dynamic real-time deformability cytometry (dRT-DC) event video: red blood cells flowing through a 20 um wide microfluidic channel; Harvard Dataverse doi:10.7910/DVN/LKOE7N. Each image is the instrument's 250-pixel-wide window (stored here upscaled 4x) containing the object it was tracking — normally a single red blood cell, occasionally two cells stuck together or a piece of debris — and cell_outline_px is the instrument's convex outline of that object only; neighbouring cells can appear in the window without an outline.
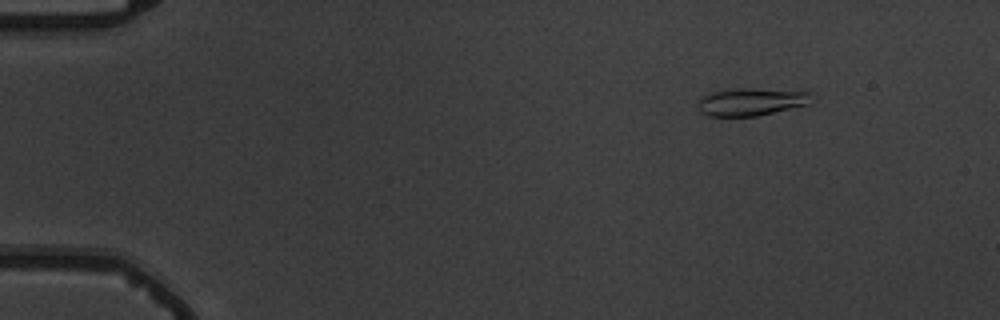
{"species": "common noctule bat (a hibernating species)", "species_latin": "Nyctalus noctula", "temperature_condition": "warm", "stored_images_in_passage": 5, "camera_frame_rate_fps": 3000, "um_per_image_px": 0.085, "animal": {"sex": "male", "body_mass_g": 19.5, "forearm_length_mm": 54.6}, "frame": {"image": 1, "passage_image": 3, "time_ms": 2.333, "image_size_px": [1000, 320], "cell_outline_px": [[812, 92], [808, 104], [756, 116], [708, 116], [700, 112], [696, 108], [696, 104], [700, 96], [712, 92], [736, 88], [752, 88]], "centroid_in_image_um": [63.75, 8.65], "position_along_channel_um": 21.2, "area_um2": 18.32}}